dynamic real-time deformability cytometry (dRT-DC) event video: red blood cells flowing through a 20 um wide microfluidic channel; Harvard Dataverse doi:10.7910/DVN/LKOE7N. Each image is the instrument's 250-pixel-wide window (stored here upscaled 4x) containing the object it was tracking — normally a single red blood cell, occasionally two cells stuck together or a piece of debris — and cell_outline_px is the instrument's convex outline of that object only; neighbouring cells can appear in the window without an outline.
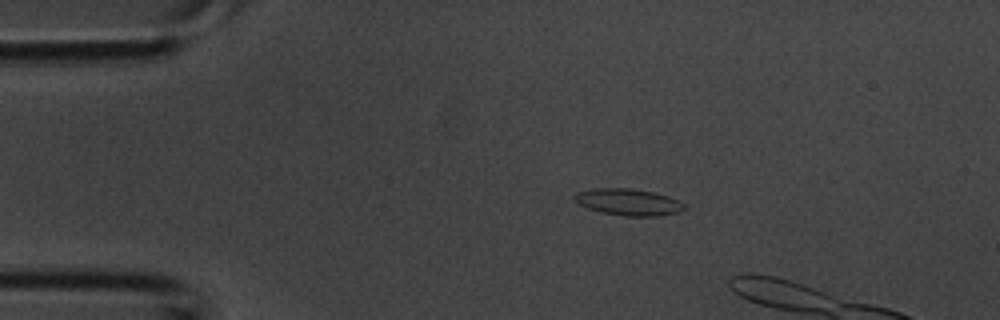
{"species": "common noctule bat (a hibernating species)", "species_latin": "Nyctalus noctula", "temperature_condition": "room temperature", "stored_images_in_passage": 3, "camera_frame_rate_fps": 3000, "um_per_image_px": 0.085, "animal": {"sex": "male", "body_mass_g": 20.1, "forearm_length_mm": 53.5}, "frame": {"image": 1, "passage_image": 2, "time_ms": 0.333, "image_size_px": [1000, 320], "cell_outline_px": [[684, 208], [680, 212], [656, 216], [624, 216], [600, 212], [576, 204], [572, 200], [572, 196], [576, 192], [592, 188], [628, 188], [652, 192], [668, 196], [684, 204]], "centroid_in_image_um": [53.31, 17.17], "position_along_channel_um": 31.7, "area_um2": 17.17}}